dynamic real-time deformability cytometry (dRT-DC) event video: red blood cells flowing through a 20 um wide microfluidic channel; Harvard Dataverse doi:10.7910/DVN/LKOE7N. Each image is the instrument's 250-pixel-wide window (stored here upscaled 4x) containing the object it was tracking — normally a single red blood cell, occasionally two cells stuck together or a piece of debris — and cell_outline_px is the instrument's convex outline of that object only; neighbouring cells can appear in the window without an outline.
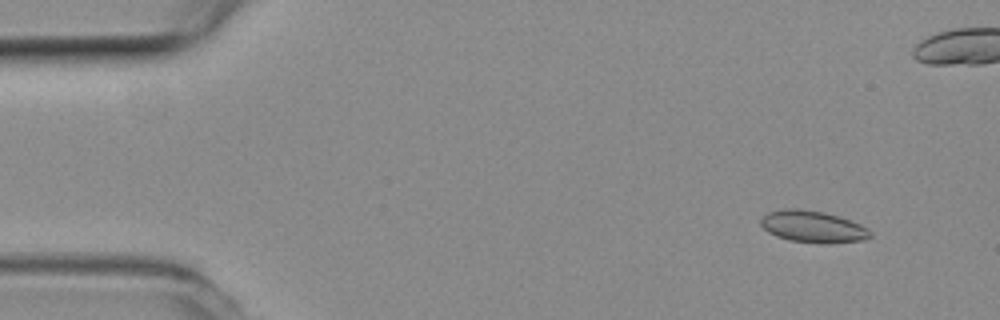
{"species": "common noctule bat (a hibernating species)", "species_latin": "Nyctalus noctula", "temperature_condition": "room temperature", "stored_images_in_passage": 56, "camera_frame_rate_fps": 3000, "um_per_image_px": 0.085, "animal": {"sex": "female", "body_mass_g": 19.3, "forearm_length_mm": 54.1}, "frame": {"image": 1, "passage_image": 5, "time_ms": 1.333, "image_size_px": [1000, 320], "cell_outline_px": [[872, 236], [864, 240], [832, 244], [820, 244], [788, 240], [776, 236], [768, 232], [760, 224], [760, 220], [768, 212], [784, 208], [800, 208], [824, 212], [860, 224], [868, 228], [872, 232]], "centroid_in_image_um": [69.1, 19.28], "position_along_channel_um": 15.9, "area_um2": 20.52}}
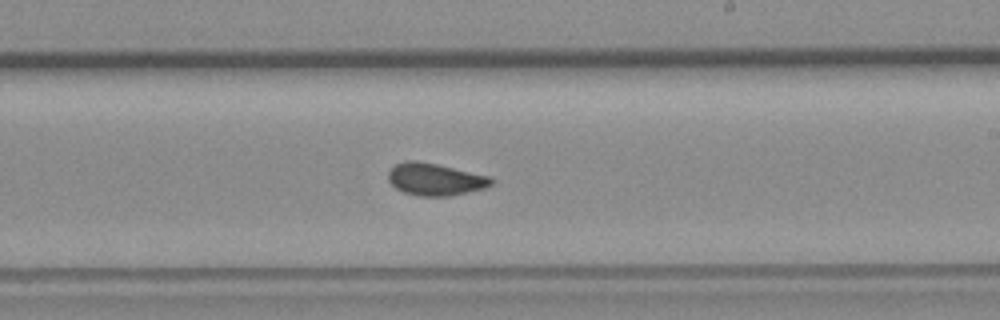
{"frame": {"image": 2, "passage_image": 32, "time_ms": 10.333, "image_size_px": [1000, 320], "cell_outline_px": [[496, 180], [492, 184], [484, 188], [452, 196], [420, 196], [404, 192], [396, 188], [388, 180], [388, 172], [396, 164], [408, 160], [416, 160], [436, 164], [492, 176]], "centroid_in_image_um": [37.03, 15.24], "position_along_channel_um": 252.0, "area_um2": 19.42}}
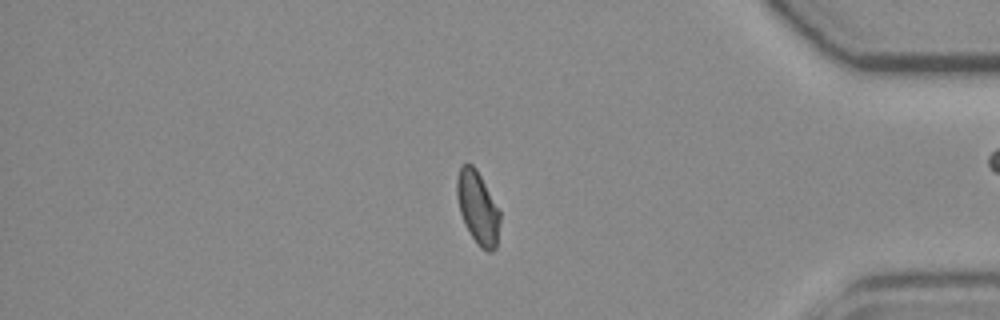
{"frame": {"image": 3, "passage_image": 46, "time_ms": 15.0, "image_size_px": [1000, 320], "cell_outline_px": [[500, 220], [496, 248], [492, 252], [488, 252], [480, 248], [472, 236], [460, 212], [456, 196], [456, 180], [460, 164], [472, 164], [476, 168], [500, 212]], "centroid_in_image_um": [40.6, 17.64], "position_along_channel_um": 394.6, "area_um2": 18.09}, "authors_computed_cell_mechanics": {"area_um2": 19.1896, "velocity_mm_per_s": 3.7458, "shape_relaxation_time_tau1_ms": null, "shape_relaxation_time_tau2_ms": 1.324, "deformation_change_tau1": null, "deformation_change_tau2": 0.0581}}